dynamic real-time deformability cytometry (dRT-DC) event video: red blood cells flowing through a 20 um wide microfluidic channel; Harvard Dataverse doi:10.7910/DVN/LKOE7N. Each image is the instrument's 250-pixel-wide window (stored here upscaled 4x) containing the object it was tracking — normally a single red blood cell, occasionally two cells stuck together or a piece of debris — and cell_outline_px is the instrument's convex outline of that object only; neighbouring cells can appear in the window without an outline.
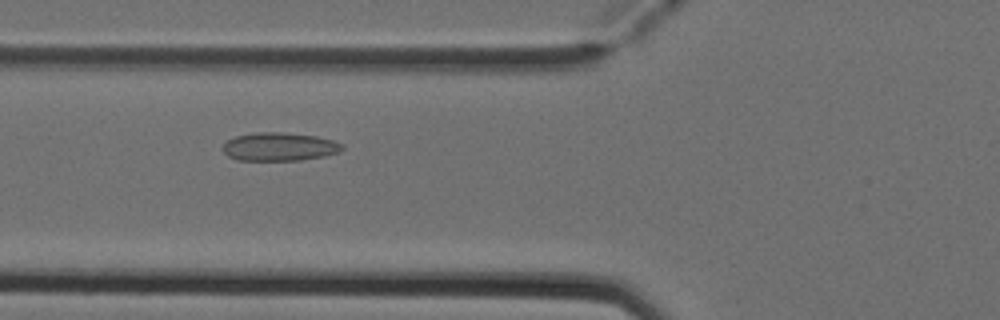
{"species": "Egyptian fruit bat (a non-hibernating species)", "species_latin": "Rousettus aegyptiacus", "temperature_condition": "cold", "stored_images_in_passage": 7, "camera_frame_rate_fps": 3000, "um_per_image_px": 0.085, "animal": {"sex": "female"}, "frame": {"image": 1, "passage_image": 6, "time_ms": 1.667, "image_size_px": [1000, 320], "cell_outline_px": [[344, 148], [340, 152], [324, 156], [300, 160], [236, 160], [228, 156], [224, 152], [224, 144], [228, 140], [236, 136], [256, 132], [284, 132], [316, 136], [332, 140], [344, 144]], "centroid_in_image_um": [23.78, 12.47], "position_along_channel_um": 102.0, "area_um2": 19.71}}
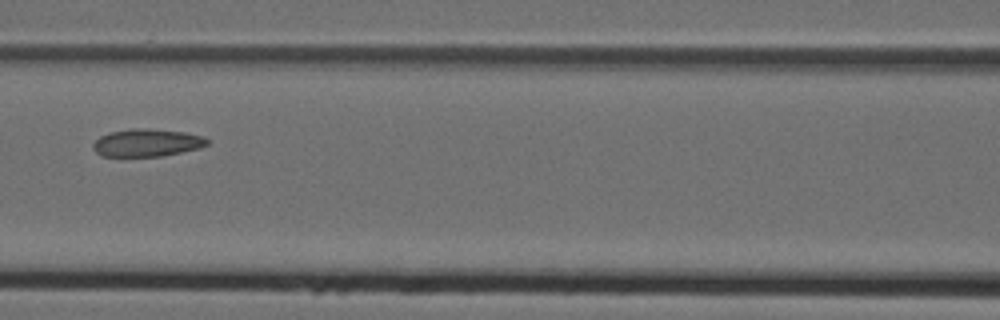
{"frame": {"image": 2, "passage_image": 7, "time_ms": 2.0, "image_size_px": [1000, 320], "cell_outline_px": [[208, 144], [200, 148], [160, 156], [100, 156], [92, 148], [92, 144], [100, 136], [108, 132], [132, 128], [148, 128], [184, 132], [200, 136], [208, 140]], "centroid_in_image_um": [12.44, 12.13], "position_along_channel_um": 154.2, "area_um2": 18.32}}